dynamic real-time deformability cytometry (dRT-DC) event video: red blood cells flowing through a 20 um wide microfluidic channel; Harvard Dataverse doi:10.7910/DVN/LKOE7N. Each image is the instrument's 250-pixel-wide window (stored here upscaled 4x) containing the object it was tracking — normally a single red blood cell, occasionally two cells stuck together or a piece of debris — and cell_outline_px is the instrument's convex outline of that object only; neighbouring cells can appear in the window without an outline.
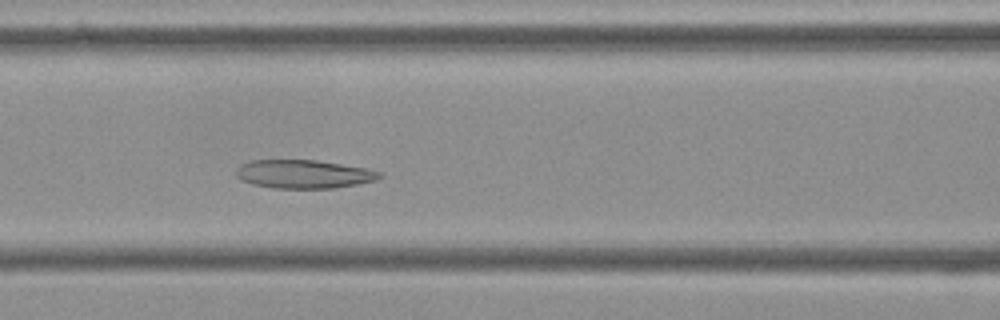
{"species": "Egyptian fruit bat (a non-hibernating species)", "species_latin": "Rousettus aegyptiacus", "temperature_condition": "cold", "stored_images_in_passage": 6, "camera_frame_rate_fps": 3000, "um_per_image_px": 0.085, "frame": {"image": 1, "passage_image": 6, "time_ms": 1.667, "image_size_px": [1000, 320], "cell_outline_px": [[384, 176], [376, 180], [336, 188], [272, 188], [252, 184], [240, 180], [236, 176], [236, 168], [240, 164], [252, 160], [316, 160], [368, 168], [384, 172]], "centroid_in_image_um": [25.83, 14.79], "position_along_channel_um": 140.8, "area_um2": 24.1}}